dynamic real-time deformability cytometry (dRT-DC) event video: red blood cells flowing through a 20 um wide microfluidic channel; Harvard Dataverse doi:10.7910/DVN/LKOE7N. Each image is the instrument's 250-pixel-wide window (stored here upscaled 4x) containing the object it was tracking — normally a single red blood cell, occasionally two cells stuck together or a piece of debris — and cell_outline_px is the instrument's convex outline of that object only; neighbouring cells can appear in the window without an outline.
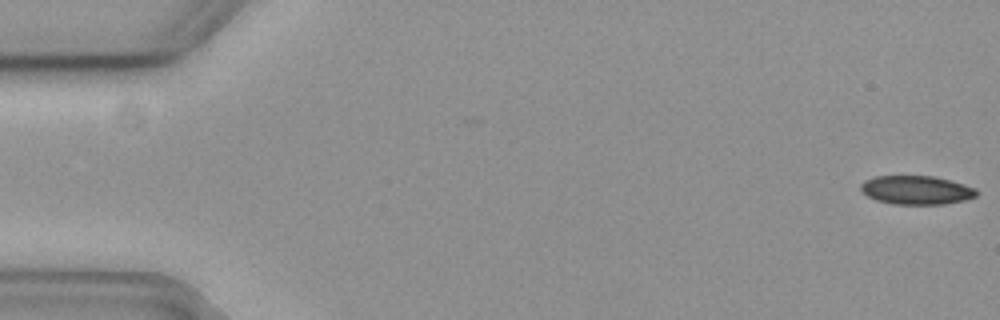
{"species": "common noctule bat (a hibernating species)", "species_latin": "Nyctalus noctula", "temperature_condition": "cold", "stored_images_in_passage": 57, "camera_frame_rate_fps": 3000, "um_per_image_px": 0.085, "animal": {"sex": "female", "body_mass_g": 19.3, "forearm_length_mm": 54.1}, "frame": {"image": 1, "passage_image": 1, "time_ms": 0.0, "image_size_px": [1000, 320], "cell_outline_px": [[980, 192], [976, 196], [964, 200], [944, 204], [892, 204], [876, 200], [868, 196], [860, 188], [860, 184], [864, 180], [876, 176], [932, 176], [964, 184], [976, 188]], "centroid_in_image_um": [77.9, 16.15], "position_along_channel_um": 7.1, "area_um2": 19.36}}
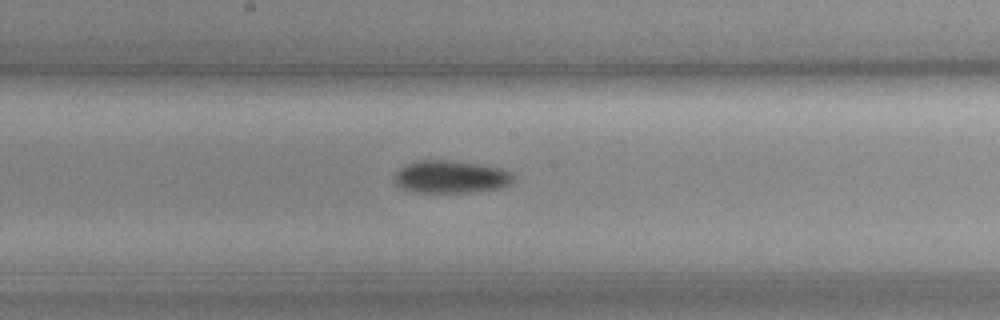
{"frame": {"image": 2, "passage_image": 30, "time_ms": 9.667, "image_size_px": [1000, 320], "cell_outline_px": [[512, 180], [508, 184], [500, 188], [468, 192], [412, 192], [400, 188], [396, 184], [396, 172], [400, 168], [416, 160], [448, 160], [480, 164], [500, 168], [508, 172], [512, 176]], "centroid_in_image_um": [38.27, 15.03], "position_along_channel_um": 209.9, "area_um2": 22.31}}
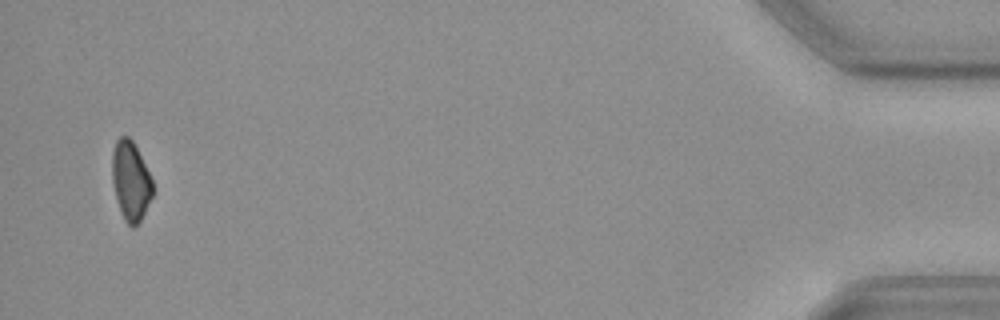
{"frame": {"image": 3, "passage_image": 55, "time_ms": 18.0, "image_size_px": [1000, 320], "cell_outline_px": [[152, 196], [140, 220], [132, 228], [124, 220], [120, 212], [112, 184], [112, 152], [116, 140], [120, 136], [128, 136], [132, 140], [152, 180]], "centroid_in_image_um": [11.07, 15.37], "position_along_channel_um": 424.1, "area_um2": 18.44}, "authors_computed_cell_mechanics": {"area_um2": 20.9236, "velocity_mm_per_s": 3.6845, "shape_relaxation_time_tau1_ms": 5.3612, "shape_relaxation_time_tau2_ms": null, "deformation_change_tau1": 0.0926, "deformation_change_tau2": null}}